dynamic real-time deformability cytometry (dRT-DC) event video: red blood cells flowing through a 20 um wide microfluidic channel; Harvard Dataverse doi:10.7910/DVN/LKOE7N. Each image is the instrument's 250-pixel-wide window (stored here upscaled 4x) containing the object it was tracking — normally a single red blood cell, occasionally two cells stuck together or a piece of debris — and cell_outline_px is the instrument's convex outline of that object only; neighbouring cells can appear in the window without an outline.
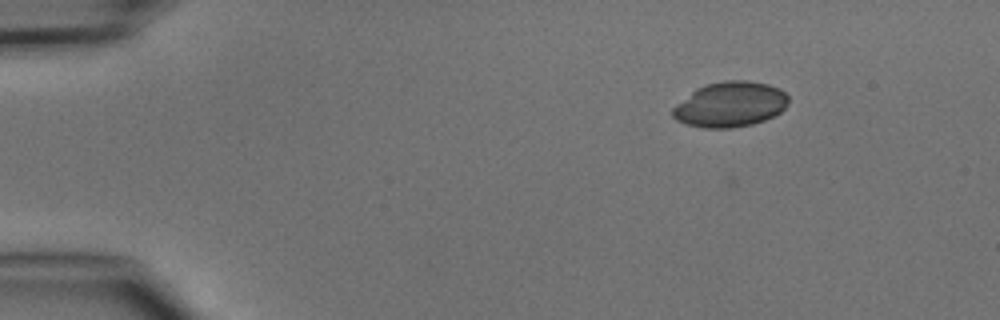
{"species": "common noctule bat (a hibernating species)", "species_latin": "Nyctalus noctula", "temperature_condition": "cold", "stored_images_in_passage": 3, "camera_frame_rate_fps": 3000, "um_per_image_px": 0.085, "animal": {"sex": "male", "body_mass_g": 15.6}, "frame": {"image": 1, "passage_image": 1, "time_ms": 0.0, "image_size_px": [1000, 320], "cell_outline_px": [[788, 104], [780, 112], [764, 120], [752, 124], [732, 128], [704, 128], [684, 124], [676, 120], [672, 116], [672, 108], [676, 104], [696, 88], [704, 84], [724, 80], [744, 80], [768, 84], [780, 88], [788, 96]], "centroid_in_image_um": [62.04, 8.87], "position_along_channel_um": 23.0, "area_um2": 30.69}}